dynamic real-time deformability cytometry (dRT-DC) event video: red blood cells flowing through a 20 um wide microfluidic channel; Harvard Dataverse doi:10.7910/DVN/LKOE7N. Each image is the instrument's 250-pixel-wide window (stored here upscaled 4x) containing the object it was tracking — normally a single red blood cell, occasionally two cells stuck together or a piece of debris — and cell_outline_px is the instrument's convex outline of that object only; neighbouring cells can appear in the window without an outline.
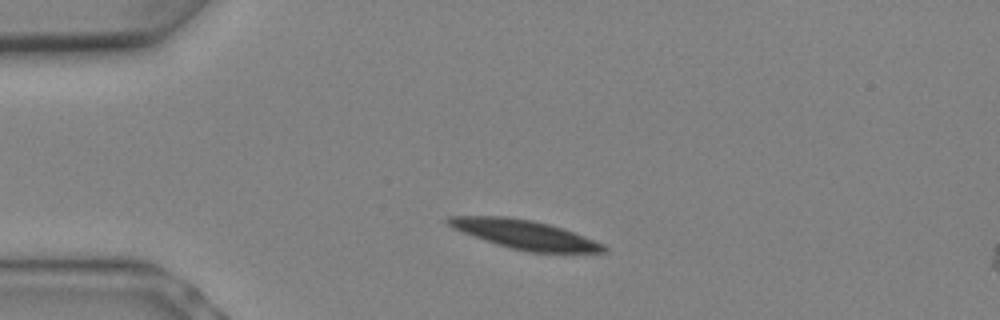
{"species": "Egyptian fruit bat (a non-hibernating species)", "species_latin": "Rousettus aegyptiacus", "temperature_condition": "warm", "stored_images_in_passage": 4, "camera_frame_rate_fps": 3000, "um_per_image_px": 0.085, "animal": {"sex": "female"}, "frame": {"image": 1, "passage_image": 2, "time_ms": 0.333, "image_size_px": [1000, 320], "cell_outline_px": [[608, 252], [528, 252], [508, 248], [496, 244], [452, 228], [444, 220], [448, 216], [508, 216], [532, 220], [564, 228], [604, 244], [608, 248]], "centroid_in_image_um": [44.6, 19.93], "position_along_channel_um": 40.4, "area_um2": 26.24}}